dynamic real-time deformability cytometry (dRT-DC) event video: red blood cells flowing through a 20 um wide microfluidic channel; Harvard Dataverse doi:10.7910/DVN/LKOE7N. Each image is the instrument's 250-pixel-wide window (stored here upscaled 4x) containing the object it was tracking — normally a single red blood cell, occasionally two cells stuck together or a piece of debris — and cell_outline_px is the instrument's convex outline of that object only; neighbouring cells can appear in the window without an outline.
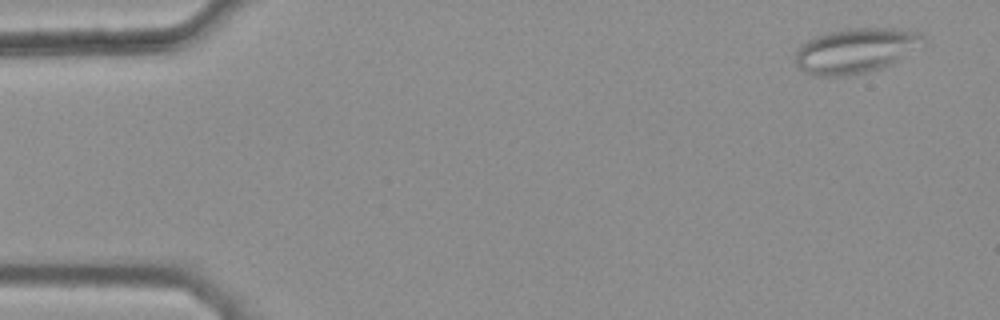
{"species": "common noctule bat (a hibernating species)", "species_latin": "Nyctalus noctula", "temperature_condition": "warm", "stored_images_in_passage": 16, "camera_frame_rate_fps": 3000, "um_per_image_px": 0.085, "animal": {"sex": "female", "body_mass_g": 25.1}, "frame": {"image": 1, "passage_image": 3, "time_ms": 0.667, "image_size_px": [1000, 320], "cell_outline_px": [[924, 44], [892, 64], [880, 68], [848, 76], [816, 76], [804, 72], [796, 64], [796, 52], [800, 44], [816, 36], [828, 32], [848, 28], [896, 28], [916, 32], [924, 36]], "centroid_in_image_um": [72.72, 4.3], "position_along_channel_um": 12.3, "area_um2": 33.47}}